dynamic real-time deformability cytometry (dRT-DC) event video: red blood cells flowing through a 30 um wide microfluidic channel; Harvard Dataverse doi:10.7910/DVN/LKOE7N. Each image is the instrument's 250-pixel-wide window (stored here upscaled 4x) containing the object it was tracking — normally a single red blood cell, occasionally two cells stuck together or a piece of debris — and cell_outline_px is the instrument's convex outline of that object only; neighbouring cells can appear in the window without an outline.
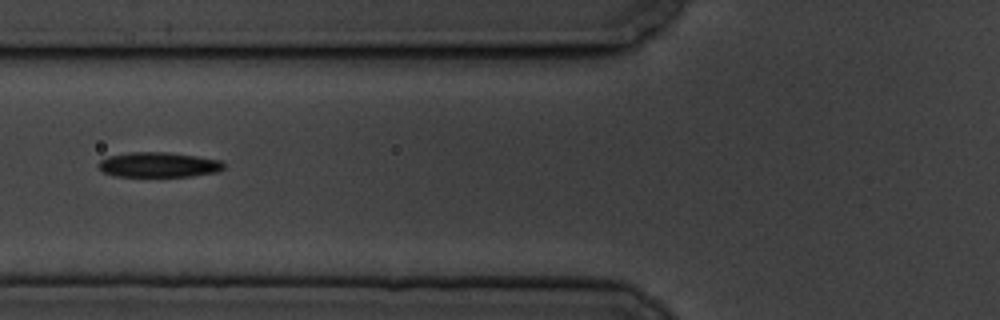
{"species": "common noctule bat (a hibernating species)", "species_latin": "Nyctalus noctula", "temperature_condition": "cold", "stored_images_in_passage": 5, "camera_frame_rate_fps": 3000, "um_per_image_px": 0.085, "animal": {"sex": "male", "body_mass_g": 19.5, "forearm_length_mm": 54.6}, "frame": {"image": 1, "passage_image": 2, "time_ms": 1.0, "image_size_px": [1000, 320], "cell_outline_px": [[224, 168], [216, 172], [192, 176], [116, 176], [104, 172], [96, 164], [100, 160], [108, 156], [132, 152], [164, 152], [196, 156], [220, 160], [224, 164]], "centroid_in_image_um": [13.46, 14.0], "position_along_channel_um": 112.3, "area_um2": 18.09}}
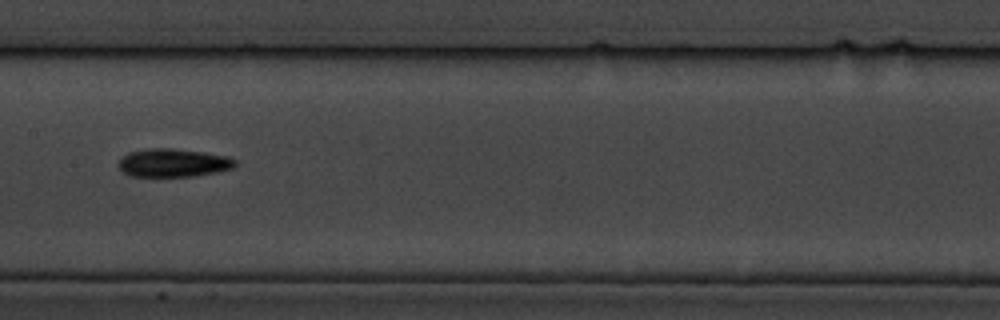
{"frame": {"image": 2, "passage_image": 4, "time_ms": 3.333, "image_size_px": [1000, 320], "cell_outline_px": [[236, 164], [232, 168], [216, 172], [196, 176], [132, 176], [124, 172], [116, 164], [128, 152], [144, 148], [172, 148], [204, 152], [228, 156], [236, 160]], "centroid_in_image_um": [14.72, 13.83], "position_along_channel_um": 192.7, "area_um2": 19.25}}
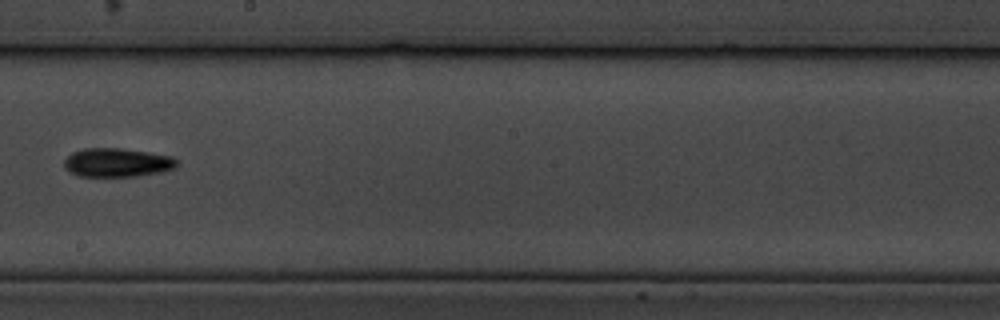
{"frame": {"image": 3, "passage_image": 5, "time_ms": 4.667, "image_size_px": [1000, 320], "cell_outline_px": [[180, 164], [176, 168], [164, 172], [136, 176], [80, 176], [68, 172], [64, 168], [64, 160], [72, 152], [84, 148], [120, 148], [148, 152], [172, 156]], "centroid_in_image_um": [9.98, 13.82], "position_along_channel_um": 238.2, "area_um2": 19.13}}